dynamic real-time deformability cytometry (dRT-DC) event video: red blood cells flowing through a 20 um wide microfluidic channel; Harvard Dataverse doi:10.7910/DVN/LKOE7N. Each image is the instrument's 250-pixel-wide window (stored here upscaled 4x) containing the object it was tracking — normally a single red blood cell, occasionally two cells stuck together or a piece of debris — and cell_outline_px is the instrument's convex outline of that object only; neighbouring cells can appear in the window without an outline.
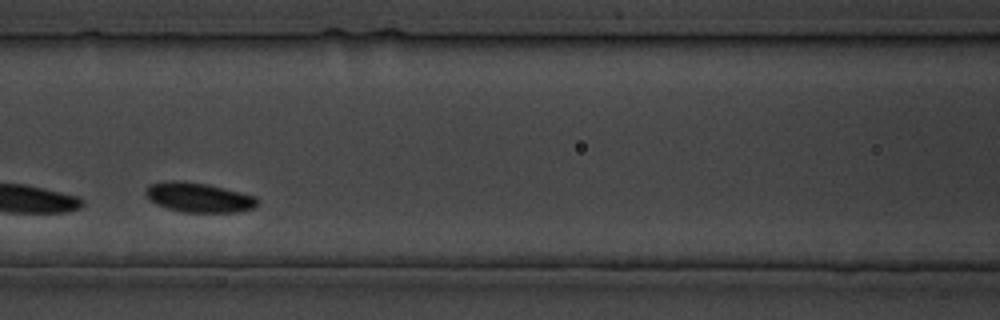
{"species": "common noctule bat (a hibernating species)", "species_latin": "Nyctalus noctula", "temperature_condition": "cold", "stored_images_in_passage": 13, "camera_frame_rate_fps": 3000, "um_per_image_px": 0.085, "animal": {"sex": "male", "body_mass_g": 19.5, "forearm_length_mm": 54.6}, "frame": {"image": 1, "passage_image": 6, "time_ms": 7.0, "image_size_px": [1000, 320], "cell_outline_px": [[260, 204], [252, 208], [236, 212], [184, 212], [168, 208], [156, 204], [148, 200], [144, 192], [148, 184], [164, 180], [184, 180], [208, 184], [256, 196], [260, 200]], "centroid_in_image_um": [16.86, 16.76], "position_along_channel_um": 149.7, "area_um2": 19.65}}